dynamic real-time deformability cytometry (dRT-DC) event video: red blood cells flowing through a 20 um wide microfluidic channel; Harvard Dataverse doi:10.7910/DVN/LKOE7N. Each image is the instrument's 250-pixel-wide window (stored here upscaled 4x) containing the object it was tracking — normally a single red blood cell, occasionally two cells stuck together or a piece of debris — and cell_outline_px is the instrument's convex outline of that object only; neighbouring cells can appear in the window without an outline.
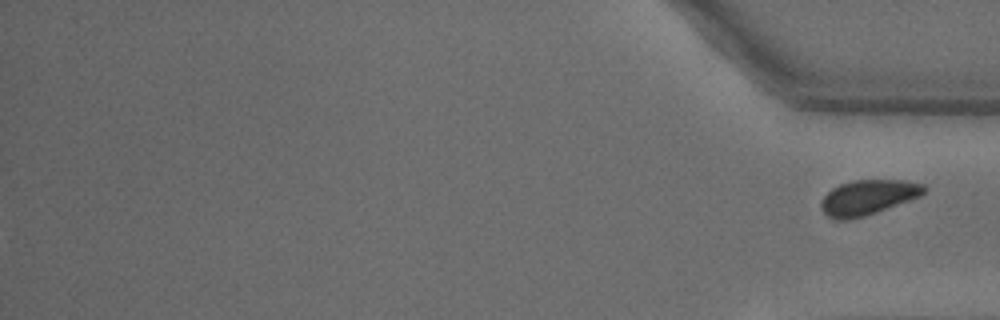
{"species": "common noctule bat (a hibernating species)", "species_latin": "Nyctalus noctula", "temperature_condition": "warm", "stored_images_in_passage": 42, "segment_of_instrument_passage": [2, 2], "camera_frame_rate_fps": 3000, "um_per_image_px": 0.085, "animal": {"sex": "male", "body_mass_g": 18.8}, "frame": {"image": 1, "passage_image": 42, "time_ms": 13.667, "image_size_px": [1000, 320], "cell_outline_px": [[928, 188], [920, 196], [876, 212], [864, 216], [848, 220], [836, 220], [828, 216], [820, 208], [820, 200], [832, 188], [840, 184], [852, 180], [904, 180], [924, 184]], "centroid_in_image_um": [73.76, 16.77], "position_along_channel_um": 361.4, "area_um2": 20.98}}